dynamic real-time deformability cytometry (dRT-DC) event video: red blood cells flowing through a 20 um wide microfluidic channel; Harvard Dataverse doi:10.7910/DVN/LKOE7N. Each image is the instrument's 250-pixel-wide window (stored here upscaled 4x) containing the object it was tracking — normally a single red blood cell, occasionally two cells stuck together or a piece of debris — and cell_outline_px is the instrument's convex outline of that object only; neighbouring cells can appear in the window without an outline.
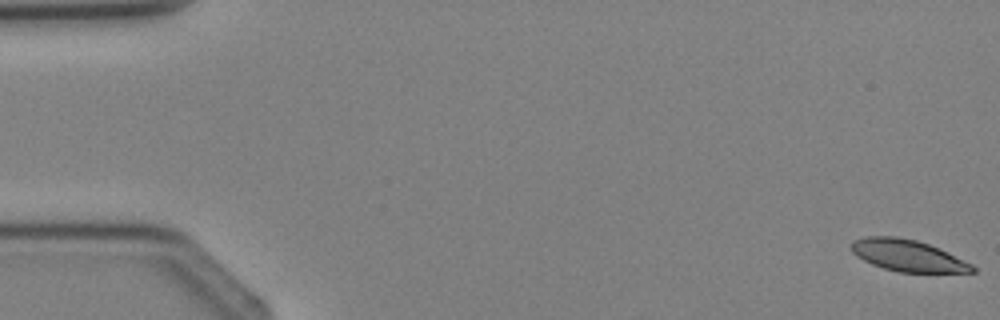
{"species": "Egyptian fruit bat (a non-hibernating species)", "species_latin": "Rousettus aegyptiacus", "temperature_condition": "cold", "stored_images_in_passage": 4, "segment_of_instrument_passage": [1, 2], "camera_frame_rate_fps": 3000, "um_per_image_px": 0.085, "animal": {"sex": "female"}, "frame": {"image": 1, "passage_image": 1, "time_ms": 0.0, "image_size_px": [1000, 320], "cell_outline_px": [[976, 272], [900, 272], [884, 268], [872, 264], [856, 256], [852, 252], [852, 240], [864, 236], [896, 236], [916, 240], [928, 244], [948, 252], [972, 264], [976, 268]], "centroid_in_image_um": [77.15, 21.71], "position_along_channel_um": 7.9, "area_um2": 22.2}}
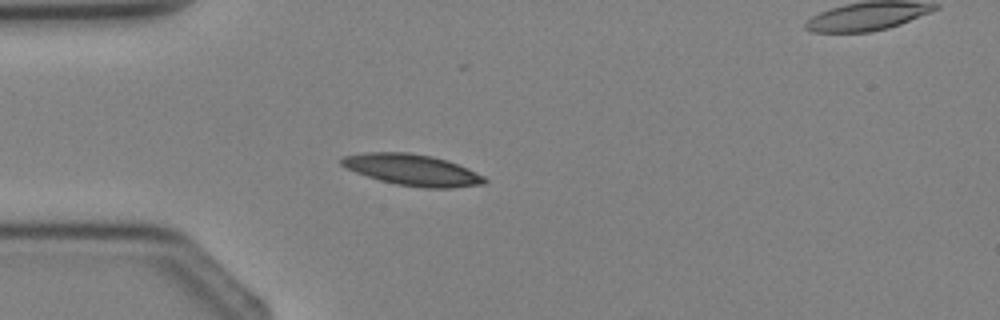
{"frame": {"image": 2, "passage_image": 3, "time_ms": 3.333, "image_size_px": [1000, 320], "cell_outline_px": [[488, 180], [484, 184], [452, 188], [424, 188], [396, 184], [380, 180], [356, 172], [340, 164], [340, 160], [344, 156], [368, 152], [408, 152], [432, 156], [448, 160], [468, 168], [484, 176]], "centroid_in_image_um": [35.09, 14.44], "position_along_channel_um": 49.9, "area_um2": 26.01}}